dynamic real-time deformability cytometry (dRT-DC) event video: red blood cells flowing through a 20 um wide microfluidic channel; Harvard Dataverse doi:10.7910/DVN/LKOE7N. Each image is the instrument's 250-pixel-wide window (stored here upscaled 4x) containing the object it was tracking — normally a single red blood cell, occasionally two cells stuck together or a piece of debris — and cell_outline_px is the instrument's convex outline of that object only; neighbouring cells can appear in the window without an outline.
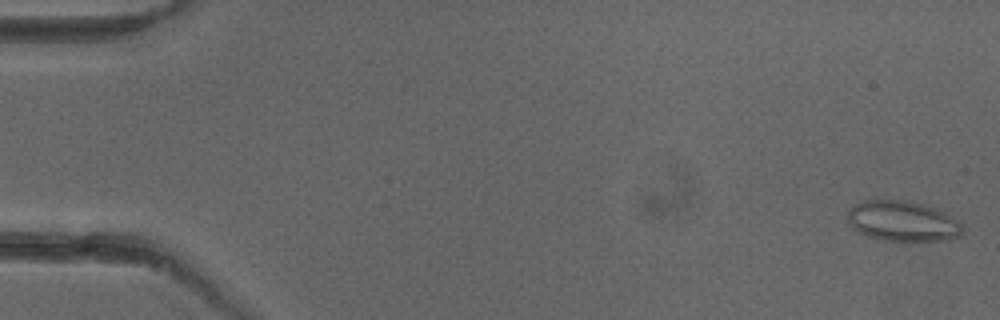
{"species": "common noctule bat (a hibernating species)", "species_latin": "Nyctalus noctula", "temperature_condition": "cold", "stored_images_in_passage": 52, "camera_frame_rate_fps": 3000, "um_per_image_px": 0.085, "animal": {"sex": "female"}, "frame": {"image": 1, "passage_image": 1, "time_ms": 0.0, "image_size_px": [1000, 320], "cell_outline_px": [[960, 236], [948, 240], [884, 240], [868, 236], [852, 228], [848, 220], [848, 208], [852, 204], [864, 200], [904, 200], [936, 208], [944, 212], [956, 220], [960, 224]], "centroid_in_image_um": [76.66, 18.78], "position_along_channel_um": 8.3, "area_um2": 26.7}}
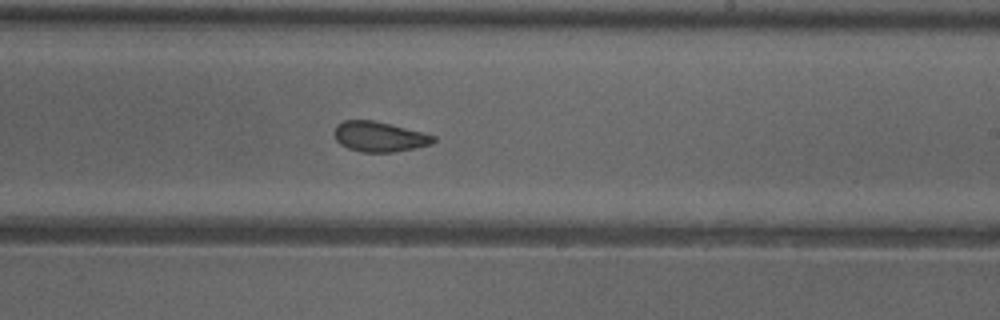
{"frame": {"image": 2, "passage_image": 31, "time_ms": 10.0, "image_size_px": [1000, 320], "cell_outline_px": [[436, 140], [432, 144], [416, 148], [396, 152], [364, 152], [348, 148], [340, 144], [336, 140], [332, 132], [336, 124], [344, 120], [372, 120], [436, 136]], "centroid_in_image_um": [32.2, 11.62], "position_along_channel_um": 256.8, "area_um2": 17.4}}
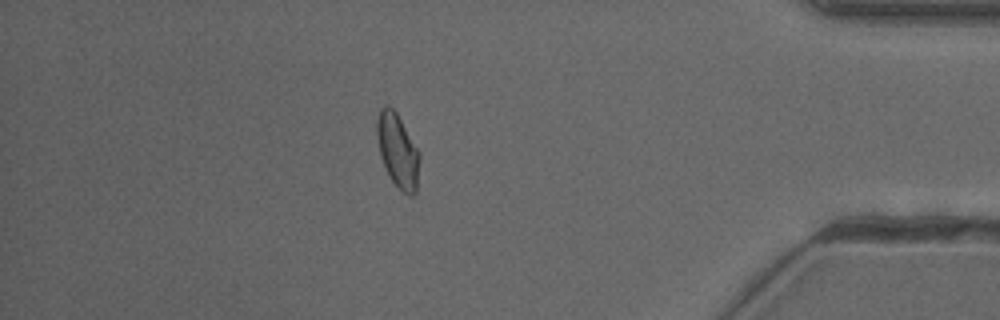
{"frame": {"image": 3, "passage_image": 45, "time_ms": 14.667, "image_size_px": [1000, 320], "cell_outline_px": [[420, 160], [416, 192], [412, 196], [408, 196], [392, 180], [380, 156], [376, 136], [376, 120], [380, 108], [384, 104], [388, 104], [396, 112], [420, 152]], "centroid_in_image_um": [33.8, 12.76], "position_along_channel_um": 401.4, "area_um2": 18.38}, "authors_computed_cell_mechanics": {"area_um2": 18.6116, "velocity_mm_per_s": 3.9761, "shape_relaxation_time_tau1_ms": null, "shape_relaxation_time_tau2_ms": 1.0876, "deformation_change_tau1": null, "deformation_change_tau2": 0.0439}}